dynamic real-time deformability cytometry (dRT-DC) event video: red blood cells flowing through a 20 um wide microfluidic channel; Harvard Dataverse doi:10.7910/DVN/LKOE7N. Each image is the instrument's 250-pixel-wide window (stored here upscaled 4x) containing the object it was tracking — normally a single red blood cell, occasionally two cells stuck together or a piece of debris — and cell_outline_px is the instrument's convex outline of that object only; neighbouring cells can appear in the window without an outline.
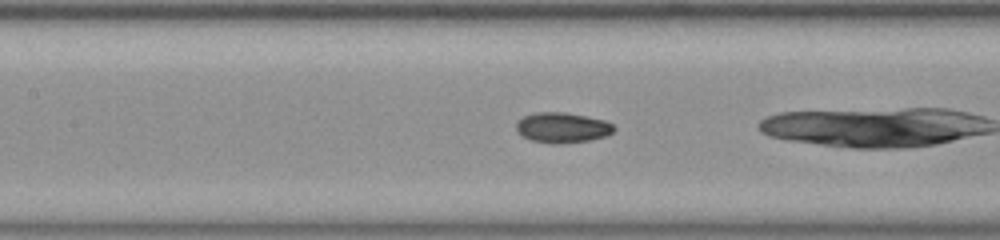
{"species": "common noctule bat (a hibernating species)", "species_latin": "Nyctalus noctula", "temperature_condition": "room temperature", "stored_images_in_passage": 36, "camera_frame_rate_fps": 3000, "um_per_image_px": 0.085, "animal": {"sex": "female", "body_mass_g": 23.0, "forearm_length_mm": 53.4}, "frame": {"image": 1, "passage_image": 20, "time_ms": 6.333, "image_size_px": [1000, 240], "cell_outline_px": [[616, 128], [612, 132], [604, 136], [588, 140], [556, 144], [532, 140], [516, 132], [516, 124], [524, 116], [536, 112], [564, 112], [604, 120], [612, 124]], "centroid_in_image_um": [47.78, 10.84], "position_along_channel_um": 159.6, "area_um2": 16.94}}
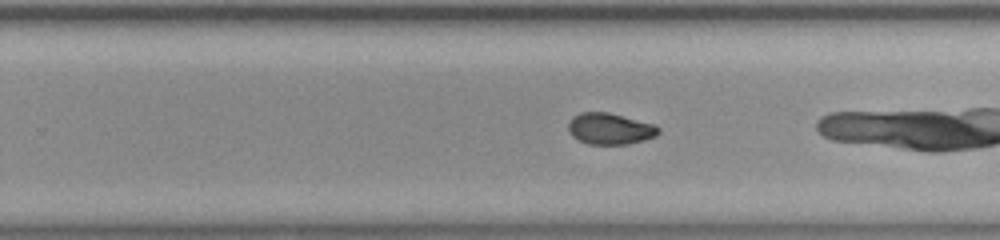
{"frame": {"image": 2, "passage_image": 29, "time_ms": 9.333, "image_size_px": [1000, 240], "cell_outline_px": [[660, 132], [656, 136], [644, 140], [628, 144], [588, 144], [572, 136], [568, 132], [568, 120], [572, 116], [580, 112], [608, 112], [656, 124], [660, 128]], "centroid_in_image_um": [51.85, 10.93], "position_along_channel_um": 278.0, "area_um2": 16.7}}
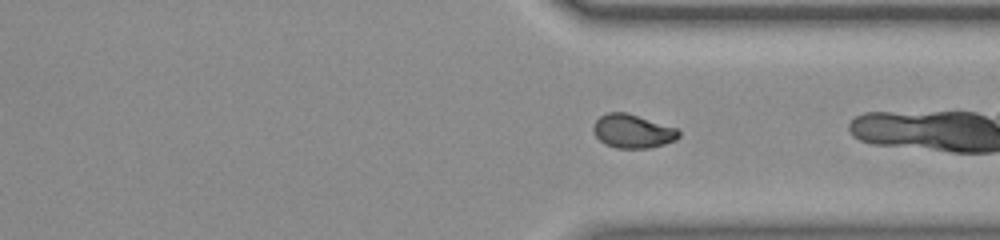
{"frame": {"image": 3, "passage_image": 35, "time_ms": 11.333, "image_size_px": [1000, 240], "cell_outline_px": [[680, 136], [676, 140], [664, 144], [648, 148], [616, 148], [604, 144], [596, 136], [592, 128], [592, 124], [600, 116], [608, 112], [628, 112], [676, 128], [680, 132]], "centroid_in_image_um": [53.76, 11.15], "position_along_channel_um": 357.6, "area_um2": 16.88}}